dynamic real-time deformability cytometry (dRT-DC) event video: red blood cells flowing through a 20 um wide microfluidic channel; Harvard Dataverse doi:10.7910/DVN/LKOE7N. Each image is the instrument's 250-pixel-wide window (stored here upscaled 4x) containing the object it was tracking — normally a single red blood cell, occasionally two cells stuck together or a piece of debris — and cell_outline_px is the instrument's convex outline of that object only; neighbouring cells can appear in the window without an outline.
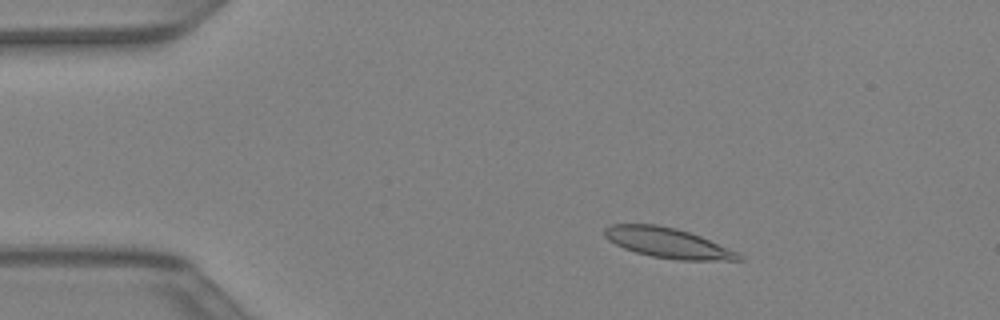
{"species": "Egyptian fruit bat (a non-hibernating species)", "species_latin": "Rousettus aegyptiacus", "temperature_condition": "warm", "stored_images_in_passage": 42, "camera_frame_rate_fps": 3000, "um_per_image_px": 0.085, "animal": {"sex": "female"}, "frame": {"image": 1, "passage_image": 7, "time_ms": 2.0, "image_size_px": [1000, 320], "cell_outline_px": [[744, 260], [676, 260], [652, 256], [636, 252], [624, 248], [608, 240], [604, 236], [604, 228], [612, 224], [656, 224], [676, 228], [700, 236], [740, 252]], "centroid_in_image_um": [56.78, 20.64], "position_along_channel_um": 28.2, "area_um2": 23.52}}
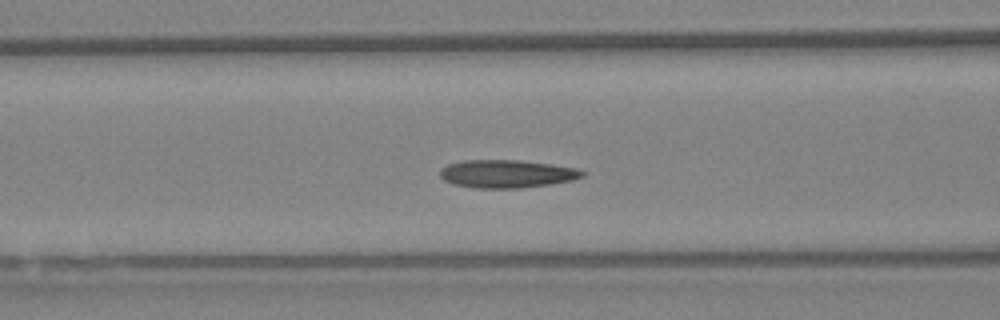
{"frame": {"image": 2, "passage_image": 17, "time_ms": 5.333, "image_size_px": [1000, 320], "cell_outline_px": [[584, 176], [572, 180], [548, 184], [520, 188], [472, 188], [456, 184], [444, 180], [440, 176], [440, 168], [448, 164], [464, 160], [520, 160], [552, 164], [576, 168], [584, 172]], "centroid_in_image_um": [43.06, 14.77], "position_along_channel_um": 123.5, "area_um2": 23.12}}
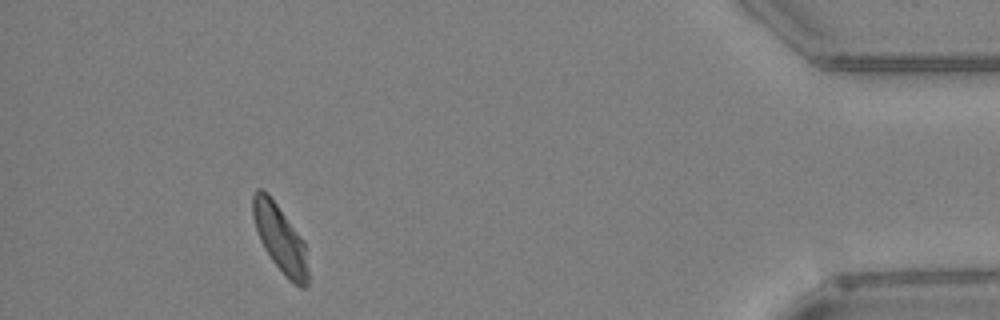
{"frame": {"image": 3, "passage_image": 39, "time_ms": 12.667, "image_size_px": [1000, 320], "cell_outline_px": [[308, 284], [304, 288], [300, 288], [288, 280], [272, 260], [264, 248], [260, 240], [252, 216], [252, 196], [256, 188], [260, 188], [268, 192], [304, 240], [308, 272]], "centroid_in_image_um": [23.8, 20.26], "position_along_channel_um": 411.4, "area_um2": 21.79}}